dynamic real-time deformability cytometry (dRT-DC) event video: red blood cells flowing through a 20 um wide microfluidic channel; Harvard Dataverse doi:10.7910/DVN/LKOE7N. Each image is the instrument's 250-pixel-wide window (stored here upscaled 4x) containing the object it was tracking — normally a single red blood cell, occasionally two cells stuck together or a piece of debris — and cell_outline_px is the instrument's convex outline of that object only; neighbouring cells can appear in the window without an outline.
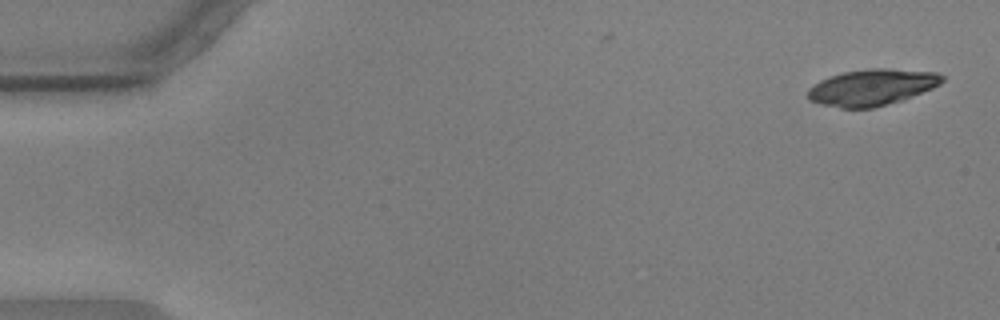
{"species": "common noctule bat (a hibernating species)", "species_latin": "Nyctalus noctula", "temperature_condition": "warm", "stored_images_in_passage": 8, "camera_frame_rate_fps": 3000, "um_per_image_px": 0.085, "animal": {"sex": "male", "body_mass_g": 17.9, "forearm_length_mm": 54.2}, "frame": {"image": 1, "passage_image": 1, "time_ms": 0.0, "image_size_px": [1000, 320], "cell_outline_px": [[944, 80], [940, 84], [932, 88], [904, 100], [872, 108], [840, 108], [808, 100], [808, 88], [820, 80], [828, 76], [844, 72], [868, 68], [888, 68], [936, 72], [944, 76]], "centroid_in_image_um": [74.12, 7.41], "position_along_channel_um": 10.9, "area_um2": 28.55}}